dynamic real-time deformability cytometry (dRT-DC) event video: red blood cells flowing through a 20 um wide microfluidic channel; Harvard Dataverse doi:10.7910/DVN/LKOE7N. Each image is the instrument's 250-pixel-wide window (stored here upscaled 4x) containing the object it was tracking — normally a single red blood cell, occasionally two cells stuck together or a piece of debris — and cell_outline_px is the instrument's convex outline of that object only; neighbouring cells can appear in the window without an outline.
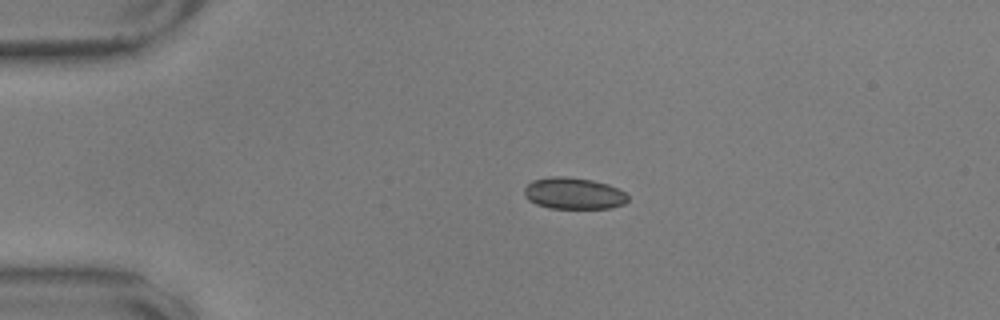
{"species": "common noctule bat (a hibernating species)", "species_latin": "Nyctalus noctula", "temperature_condition": "warm", "stored_images_in_passage": 45, "camera_frame_rate_fps": 3000, "um_per_image_px": 0.085, "animal": {"sex": "male", "body_mass_g": 17.9, "forearm_length_mm": 54.2}, "frame": {"image": 1, "passage_image": 1, "time_ms": 0.0, "image_size_px": [1000, 320], "cell_outline_px": [[628, 200], [624, 204], [612, 208], [548, 208], [536, 204], [528, 200], [524, 196], [524, 188], [532, 180], [548, 176], [564, 176], [592, 180], [608, 184], [624, 192], [628, 196]], "centroid_in_image_um": [48.73, 16.43], "position_along_channel_um": 36.3, "area_um2": 19.19}}
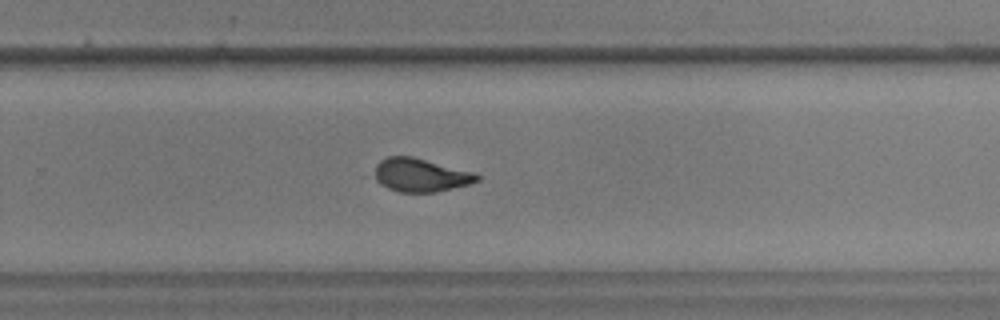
{"frame": {"image": 2, "passage_image": 26, "time_ms": 8.333, "image_size_px": [1000, 320], "cell_outline_px": [[480, 180], [468, 184], [436, 192], [400, 192], [388, 188], [380, 184], [376, 180], [376, 164], [380, 160], [388, 156], [412, 156], [472, 172], [480, 176]], "centroid_in_image_um": [35.73, 14.88], "position_along_channel_um": 294.1, "area_um2": 19.65}}
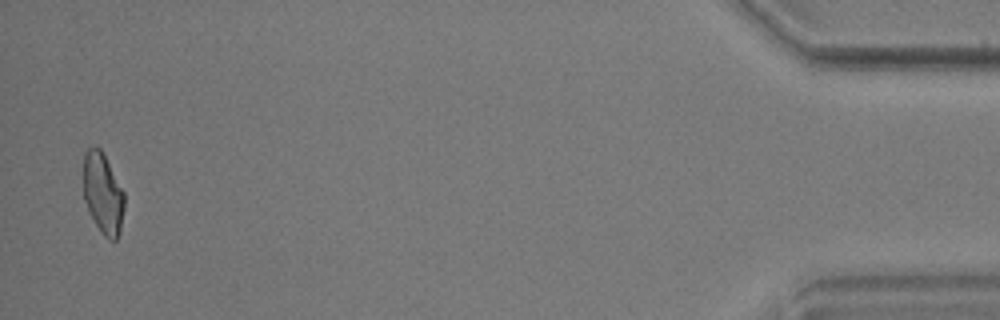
{"frame": {"image": 3, "passage_image": 44, "time_ms": 14.333, "image_size_px": [1000, 320], "cell_outline_px": [[124, 208], [120, 232], [116, 240], [108, 240], [104, 236], [96, 224], [84, 200], [84, 152], [88, 148], [96, 144], [100, 148], [124, 192]], "centroid_in_image_um": [8.75, 16.43], "position_along_channel_um": 426.4, "area_um2": 19.13}, "authors_computed_cell_mechanics": {"area_um2": 20.23, "velocity_mm_per_s": 3.5809, "shape_relaxation_time_tau1_ms": 2.6591, "shape_relaxation_time_tau2_ms": null, "deformation_change_tau1": 0.1358, "deformation_change_tau2": null}}